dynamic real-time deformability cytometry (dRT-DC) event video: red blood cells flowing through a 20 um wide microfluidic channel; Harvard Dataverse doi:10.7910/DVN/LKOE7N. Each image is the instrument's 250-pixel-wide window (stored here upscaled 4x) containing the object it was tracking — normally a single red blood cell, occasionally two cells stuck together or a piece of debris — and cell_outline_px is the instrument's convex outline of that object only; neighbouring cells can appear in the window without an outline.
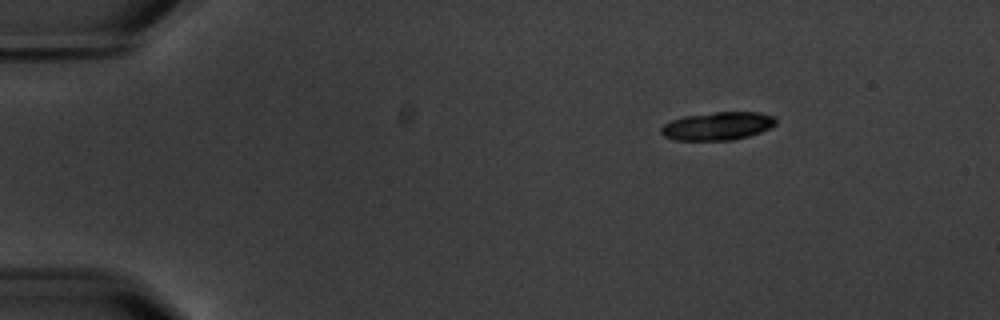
{"species": "common noctule bat (a hibernating species)", "species_latin": "Nyctalus noctula", "temperature_condition": "warm", "stored_images_in_passage": 6, "segment_of_instrument_passage": [2, 2], "camera_frame_rate_fps": 3000, "um_per_image_px": 0.085, "animal": {"sex": "male", "body_mass_g": 20.1, "forearm_length_mm": 53.5}, "frame": {"image": 1, "passage_image": 6, "time_ms": 6.0, "image_size_px": [1000, 320], "cell_outline_px": [[776, 124], [760, 132], [748, 136], [732, 140], [676, 140], [664, 136], [660, 132], [660, 128], [664, 124], [672, 120], [684, 116], [716, 112], [760, 112], [776, 116]], "centroid_in_image_um": [61.01, 10.71], "position_along_channel_um": 24.0, "area_um2": 18.79}}